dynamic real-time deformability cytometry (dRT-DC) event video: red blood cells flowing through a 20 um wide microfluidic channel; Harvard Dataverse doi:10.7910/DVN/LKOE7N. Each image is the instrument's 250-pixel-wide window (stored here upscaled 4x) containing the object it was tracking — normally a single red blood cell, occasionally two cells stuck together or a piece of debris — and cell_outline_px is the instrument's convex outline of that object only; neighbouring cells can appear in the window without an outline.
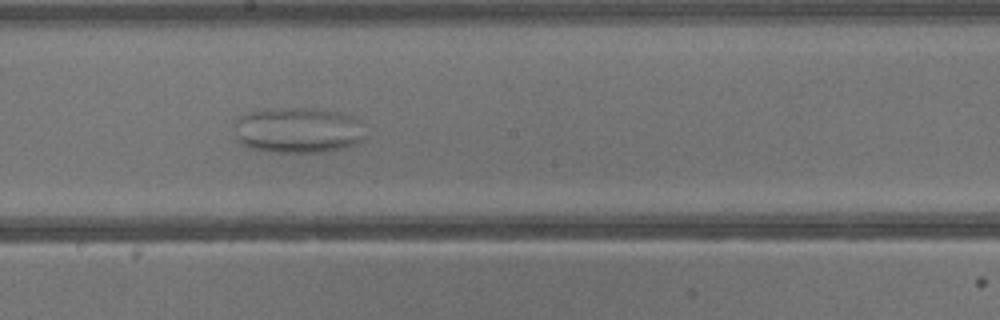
{"species": "common noctule bat (a hibernating species)", "species_latin": "Nyctalus noctula", "temperature_condition": "warm", "stored_images_in_passage": 41, "camera_frame_rate_fps": 3000, "um_per_image_px": 0.085, "animal": {"sex": "male", "body_mass_g": 13.3}, "frame": {"image": 1, "passage_image": 23, "time_ms": 7.333, "image_size_px": [1000, 320], "cell_outline_px": [[368, 136], [364, 140], [344, 148], [320, 152], [276, 152], [252, 148], [240, 144], [236, 140], [236, 120], [240, 116], [248, 112], [276, 108], [312, 108], [340, 112], [348, 116]], "centroid_in_image_um": [25.28, 11.08], "position_along_channel_um": 222.9, "area_um2": 34.51}}
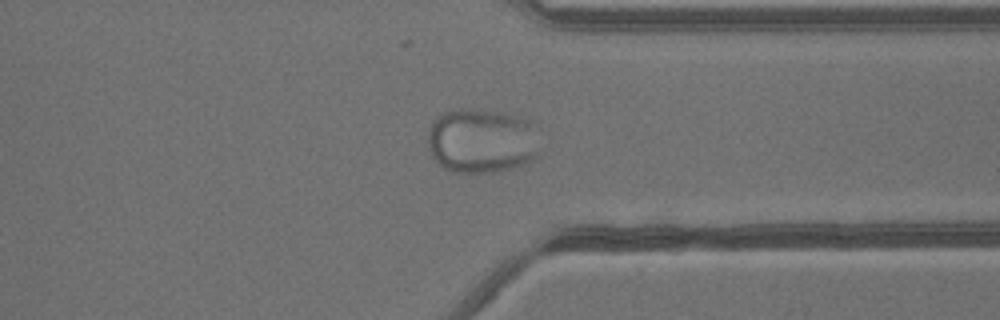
{"frame": {"image": 2, "passage_image": 32, "time_ms": 10.333, "image_size_px": [1000, 320], "cell_outline_px": [[540, 156], [532, 160], [512, 168], [496, 172], [452, 172], [444, 168], [432, 156], [428, 148], [428, 132], [432, 120], [444, 112], [452, 108], [476, 108], [504, 112], [528, 120]], "centroid_in_image_um": [40.87, 11.95], "position_along_channel_um": 370.5, "area_um2": 42.31}}